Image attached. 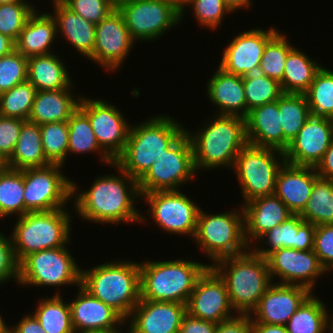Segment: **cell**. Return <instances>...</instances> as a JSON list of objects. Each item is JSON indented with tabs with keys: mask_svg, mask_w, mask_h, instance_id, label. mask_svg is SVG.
Wrapping results in <instances>:
<instances>
[{
	"mask_svg": "<svg viewBox=\"0 0 333 333\" xmlns=\"http://www.w3.org/2000/svg\"><path fill=\"white\" fill-rule=\"evenodd\" d=\"M119 173L98 177L89 190L77 193V184L72 181V197L74 208L81 219L90 222L120 224L121 222L139 223L145 221L143 215L135 207V200L141 195L138 181L120 169ZM115 175V176H114ZM126 179V180H125ZM76 184V185H75ZM137 198V199H136Z\"/></svg>",
	"mask_w": 333,
	"mask_h": 333,
	"instance_id": "1",
	"label": "cell"
},
{
	"mask_svg": "<svg viewBox=\"0 0 333 333\" xmlns=\"http://www.w3.org/2000/svg\"><path fill=\"white\" fill-rule=\"evenodd\" d=\"M169 116L151 117L146 122L131 125L124 151L114 163L139 181L153 162L166 153L186 130Z\"/></svg>",
	"mask_w": 333,
	"mask_h": 333,
	"instance_id": "2",
	"label": "cell"
},
{
	"mask_svg": "<svg viewBox=\"0 0 333 333\" xmlns=\"http://www.w3.org/2000/svg\"><path fill=\"white\" fill-rule=\"evenodd\" d=\"M210 266L225 281L231 306L238 315H249L273 283L266 258L251 248L243 254L212 262Z\"/></svg>",
	"mask_w": 333,
	"mask_h": 333,
	"instance_id": "3",
	"label": "cell"
},
{
	"mask_svg": "<svg viewBox=\"0 0 333 333\" xmlns=\"http://www.w3.org/2000/svg\"><path fill=\"white\" fill-rule=\"evenodd\" d=\"M134 262L112 261L81 270V286L126 322L140 301V266Z\"/></svg>",
	"mask_w": 333,
	"mask_h": 333,
	"instance_id": "4",
	"label": "cell"
},
{
	"mask_svg": "<svg viewBox=\"0 0 333 333\" xmlns=\"http://www.w3.org/2000/svg\"><path fill=\"white\" fill-rule=\"evenodd\" d=\"M215 115L205 123L204 129L195 133L188 132L189 129L186 131L192 144L196 171L221 166L233 168L237 155L248 144L244 118Z\"/></svg>",
	"mask_w": 333,
	"mask_h": 333,
	"instance_id": "5",
	"label": "cell"
},
{
	"mask_svg": "<svg viewBox=\"0 0 333 333\" xmlns=\"http://www.w3.org/2000/svg\"><path fill=\"white\" fill-rule=\"evenodd\" d=\"M140 299L187 304L198 278L210 266L183 259L139 262Z\"/></svg>",
	"mask_w": 333,
	"mask_h": 333,
	"instance_id": "6",
	"label": "cell"
},
{
	"mask_svg": "<svg viewBox=\"0 0 333 333\" xmlns=\"http://www.w3.org/2000/svg\"><path fill=\"white\" fill-rule=\"evenodd\" d=\"M70 211L65 208L28 212L17 218L11 234L14 255L19 263L25 256L41 250L64 247L70 242Z\"/></svg>",
	"mask_w": 333,
	"mask_h": 333,
	"instance_id": "7",
	"label": "cell"
},
{
	"mask_svg": "<svg viewBox=\"0 0 333 333\" xmlns=\"http://www.w3.org/2000/svg\"><path fill=\"white\" fill-rule=\"evenodd\" d=\"M240 209V212L218 214H207L200 209L194 240L211 262L249 250L245 239L244 212L242 207Z\"/></svg>",
	"mask_w": 333,
	"mask_h": 333,
	"instance_id": "8",
	"label": "cell"
},
{
	"mask_svg": "<svg viewBox=\"0 0 333 333\" xmlns=\"http://www.w3.org/2000/svg\"><path fill=\"white\" fill-rule=\"evenodd\" d=\"M284 163L283 151L248 143L237 155L232 168L241 186L244 203L274 194L276 177Z\"/></svg>",
	"mask_w": 333,
	"mask_h": 333,
	"instance_id": "9",
	"label": "cell"
},
{
	"mask_svg": "<svg viewBox=\"0 0 333 333\" xmlns=\"http://www.w3.org/2000/svg\"><path fill=\"white\" fill-rule=\"evenodd\" d=\"M66 246L41 250L18 263V283L30 286L81 285V270Z\"/></svg>",
	"mask_w": 333,
	"mask_h": 333,
	"instance_id": "10",
	"label": "cell"
},
{
	"mask_svg": "<svg viewBox=\"0 0 333 333\" xmlns=\"http://www.w3.org/2000/svg\"><path fill=\"white\" fill-rule=\"evenodd\" d=\"M196 173L192 144L185 133L138 181L139 193L179 190L186 182L195 179Z\"/></svg>",
	"mask_w": 333,
	"mask_h": 333,
	"instance_id": "11",
	"label": "cell"
},
{
	"mask_svg": "<svg viewBox=\"0 0 333 333\" xmlns=\"http://www.w3.org/2000/svg\"><path fill=\"white\" fill-rule=\"evenodd\" d=\"M49 164L24 169V205L28 212H45L65 208L72 199V180L60 168Z\"/></svg>",
	"mask_w": 333,
	"mask_h": 333,
	"instance_id": "12",
	"label": "cell"
},
{
	"mask_svg": "<svg viewBox=\"0 0 333 333\" xmlns=\"http://www.w3.org/2000/svg\"><path fill=\"white\" fill-rule=\"evenodd\" d=\"M118 10L135 42L154 41L181 22V12L168 0H136Z\"/></svg>",
	"mask_w": 333,
	"mask_h": 333,
	"instance_id": "13",
	"label": "cell"
},
{
	"mask_svg": "<svg viewBox=\"0 0 333 333\" xmlns=\"http://www.w3.org/2000/svg\"><path fill=\"white\" fill-rule=\"evenodd\" d=\"M141 197L149 204L147 213H151L153 221L162 230L194 238L201 207L181 190L153 191L141 194Z\"/></svg>",
	"mask_w": 333,
	"mask_h": 333,
	"instance_id": "14",
	"label": "cell"
},
{
	"mask_svg": "<svg viewBox=\"0 0 333 333\" xmlns=\"http://www.w3.org/2000/svg\"><path fill=\"white\" fill-rule=\"evenodd\" d=\"M79 108L88 116L101 149L115 161L124 151L130 130L116 106L104 100L81 97Z\"/></svg>",
	"mask_w": 333,
	"mask_h": 333,
	"instance_id": "15",
	"label": "cell"
},
{
	"mask_svg": "<svg viewBox=\"0 0 333 333\" xmlns=\"http://www.w3.org/2000/svg\"><path fill=\"white\" fill-rule=\"evenodd\" d=\"M189 315L216 324L236 317L225 281L209 266L198 278L186 304ZM233 315V316H232Z\"/></svg>",
	"mask_w": 333,
	"mask_h": 333,
	"instance_id": "16",
	"label": "cell"
},
{
	"mask_svg": "<svg viewBox=\"0 0 333 333\" xmlns=\"http://www.w3.org/2000/svg\"><path fill=\"white\" fill-rule=\"evenodd\" d=\"M132 39L121 12L115 8L95 26L92 61L109 71L118 70L133 49Z\"/></svg>",
	"mask_w": 333,
	"mask_h": 333,
	"instance_id": "17",
	"label": "cell"
},
{
	"mask_svg": "<svg viewBox=\"0 0 333 333\" xmlns=\"http://www.w3.org/2000/svg\"><path fill=\"white\" fill-rule=\"evenodd\" d=\"M271 279H281L278 284L301 285L311 291L315 280L327 271L321 266L314 250L300 251L292 248H280L266 257Z\"/></svg>",
	"mask_w": 333,
	"mask_h": 333,
	"instance_id": "18",
	"label": "cell"
},
{
	"mask_svg": "<svg viewBox=\"0 0 333 333\" xmlns=\"http://www.w3.org/2000/svg\"><path fill=\"white\" fill-rule=\"evenodd\" d=\"M275 27L267 31L253 28L239 33L223 51L219 68L237 76L257 73L266 44L278 33Z\"/></svg>",
	"mask_w": 333,
	"mask_h": 333,
	"instance_id": "19",
	"label": "cell"
},
{
	"mask_svg": "<svg viewBox=\"0 0 333 333\" xmlns=\"http://www.w3.org/2000/svg\"><path fill=\"white\" fill-rule=\"evenodd\" d=\"M333 142L331 118L311 115L284 150L285 162L315 167Z\"/></svg>",
	"mask_w": 333,
	"mask_h": 333,
	"instance_id": "20",
	"label": "cell"
},
{
	"mask_svg": "<svg viewBox=\"0 0 333 333\" xmlns=\"http://www.w3.org/2000/svg\"><path fill=\"white\" fill-rule=\"evenodd\" d=\"M314 293L301 285L271 284L249 314L251 323L286 325L298 308ZM254 313V317H252Z\"/></svg>",
	"mask_w": 333,
	"mask_h": 333,
	"instance_id": "21",
	"label": "cell"
},
{
	"mask_svg": "<svg viewBox=\"0 0 333 333\" xmlns=\"http://www.w3.org/2000/svg\"><path fill=\"white\" fill-rule=\"evenodd\" d=\"M186 304L140 299L129 316L127 333H179Z\"/></svg>",
	"mask_w": 333,
	"mask_h": 333,
	"instance_id": "22",
	"label": "cell"
},
{
	"mask_svg": "<svg viewBox=\"0 0 333 333\" xmlns=\"http://www.w3.org/2000/svg\"><path fill=\"white\" fill-rule=\"evenodd\" d=\"M76 299L69 302L75 333L120 330L125 320L111 307L93 297L81 285Z\"/></svg>",
	"mask_w": 333,
	"mask_h": 333,
	"instance_id": "23",
	"label": "cell"
},
{
	"mask_svg": "<svg viewBox=\"0 0 333 333\" xmlns=\"http://www.w3.org/2000/svg\"><path fill=\"white\" fill-rule=\"evenodd\" d=\"M243 204L245 239L250 247L249 243L258 241L264 233L293 215L275 194L257 197Z\"/></svg>",
	"mask_w": 333,
	"mask_h": 333,
	"instance_id": "24",
	"label": "cell"
},
{
	"mask_svg": "<svg viewBox=\"0 0 333 333\" xmlns=\"http://www.w3.org/2000/svg\"><path fill=\"white\" fill-rule=\"evenodd\" d=\"M318 174L314 167L284 163L279 169L274 194L293 214H300L309 200Z\"/></svg>",
	"mask_w": 333,
	"mask_h": 333,
	"instance_id": "25",
	"label": "cell"
},
{
	"mask_svg": "<svg viewBox=\"0 0 333 333\" xmlns=\"http://www.w3.org/2000/svg\"><path fill=\"white\" fill-rule=\"evenodd\" d=\"M315 228L316 225L304 221L299 214H293L282 224L275 226L259 238L258 242L262 239L261 242L269 245L270 248L259 249V246L253 247V245L250 248L261 257H266L272 251L280 248L309 251L313 249Z\"/></svg>",
	"mask_w": 333,
	"mask_h": 333,
	"instance_id": "26",
	"label": "cell"
},
{
	"mask_svg": "<svg viewBox=\"0 0 333 333\" xmlns=\"http://www.w3.org/2000/svg\"><path fill=\"white\" fill-rule=\"evenodd\" d=\"M246 138L251 145L284 152V134L280 124L279 99L248 112L245 118Z\"/></svg>",
	"mask_w": 333,
	"mask_h": 333,
	"instance_id": "27",
	"label": "cell"
},
{
	"mask_svg": "<svg viewBox=\"0 0 333 333\" xmlns=\"http://www.w3.org/2000/svg\"><path fill=\"white\" fill-rule=\"evenodd\" d=\"M207 83V96L219 109V115L246 118L247 104L243 77L217 68Z\"/></svg>",
	"mask_w": 333,
	"mask_h": 333,
	"instance_id": "28",
	"label": "cell"
},
{
	"mask_svg": "<svg viewBox=\"0 0 333 333\" xmlns=\"http://www.w3.org/2000/svg\"><path fill=\"white\" fill-rule=\"evenodd\" d=\"M37 9L29 16L17 41L15 49L26 58L50 54L51 44L56 41L57 27L53 15L37 13Z\"/></svg>",
	"mask_w": 333,
	"mask_h": 333,
	"instance_id": "29",
	"label": "cell"
},
{
	"mask_svg": "<svg viewBox=\"0 0 333 333\" xmlns=\"http://www.w3.org/2000/svg\"><path fill=\"white\" fill-rule=\"evenodd\" d=\"M72 87L74 85L66 89L37 91L27 121L38 125L68 121L79 108L81 100L72 94Z\"/></svg>",
	"mask_w": 333,
	"mask_h": 333,
	"instance_id": "30",
	"label": "cell"
},
{
	"mask_svg": "<svg viewBox=\"0 0 333 333\" xmlns=\"http://www.w3.org/2000/svg\"><path fill=\"white\" fill-rule=\"evenodd\" d=\"M53 5L57 34L61 33L79 53L92 60L96 25L72 12L63 3Z\"/></svg>",
	"mask_w": 333,
	"mask_h": 333,
	"instance_id": "31",
	"label": "cell"
},
{
	"mask_svg": "<svg viewBox=\"0 0 333 333\" xmlns=\"http://www.w3.org/2000/svg\"><path fill=\"white\" fill-rule=\"evenodd\" d=\"M65 62L53 53L28 58L27 80L37 91L66 89L73 85Z\"/></svg>",
	"mask_w": 333,
	"mask_h": 333,
	"instance_id": "32",
	"label": "cell"
},
{
	"mask_svg": "<svg viewBox=\"0 0 333 333\" xmlns=\"http://www.w3.org/2000/svg\"><path fill=\"white\" fill-rule=\"evenodd\" d=\"M49 164L51 163L44 155L40 125L25 121L13 154L6 161V166L23 170L26 168L44 167Z\"/></svg>",
	"mask_w": 333,
	"mask_h": 333,
	"instance_id": "33",
	"label": "cell"
},
{
	"mask_svg": "<svg viewBox=\"0 0 333 333\" xmlns=\"http://www.w3.org/2000/svg\"><path fill=\"white\" fill-rule=\"evenodd\" d=\"M322 67L316 60L293 47L287 56L283 79L280 82L284 93L304 94L317 71Z\"/></svg>",
	"mask_w": 333,
	"mask_h": 333,
	"instance_id": "34",
	"label": "cell"
},
{
	"mask_svg": "<svg viewBox=\"0 0 333 333\" xmlns=\"http://www.w3.org/2000/svg\"><path fill=\"white\" fill-rule=\"evenodd\" d=\"M69 145L68 153H89L99 152V159L107 165H112L114 161L101 149L97 142L95 133L90 125L88 116L78 108L68 119Z\"/></svg>",
	"mask_w": 333,
	"mask_h": 333,
	"instance_id": "35",
	"label": "cell"
},
{
	"mask_svg": "<svg viewBox=\"0 0 333 333\" xmlns=\"http://www.w3.org/2000/svg\"><path fill=\"white\" fill-rule=\"evenodd\" d=\"M300 217L313 225L333 224V180L317 177Z\"/></svg>",
	"mask_w": 333,
	"mask_h": 333,
	"instance_id": "36",
	"label": "cell"
},
{
	"mask_svg": "<svg viewBox=\"0 0 333 333\" xmlns=\"http://www.w3.org/2000/svg\"><path fill=\"white\" fill-rule=\"evenodd\" d=\"M326 305L311 295L292 315L286 326L288 333H326L328 312Z\"/></svg>",
	"mask_w": 333,
	"mask_h": 333,
	"instance_id": "37",
	"label": "cell"
},
{
	"mask_svg": "<svg viewBox=\"0 0 333 333\" xmlns=\"http://www.w3.org/2000/svg\"><path fill=\"white\" fill-rule=\"evenodd\" d=\"M279 115L285 150L311 116L305 95L284 93L279 98Z\"/></svg>",
	"mask_w": 333,
	"mask_h": 333,
	"instance_id": "38",
	"label": "cell"
},
{
	"mask_svg": "<svg viewBox=\"0 0 333 333\" xmlns=\"http://www.w3.org/2000/svg\"><path fill=\"white\" fill-rule=\"evenodd\" d=\"M25 215L24 169L5 166L0 170V218Z\"/></svg>",
	"mask_w": 333,
	"mask_h": 333,
	"instance_id": "39",
	"label": "cell"
},
{
	"mask_svg": "<svg viewBox=\"0 0 333 333\" xmlns=\"http://www.w3.org/2000/svg\"><path fill=\"white\" fill-rule=\"evenodd\" d=\"M32 313L47 333H75L69 302L65 303L59 293L39 301Z\"/></svg>",
	"mask_w": 333,
	"mask_h": 333,
	"instance_id": "40",
	"label": "cell"
},
{
	"mask_svg": "<svg viewBox=\"0 0 333 333\" xmlns=\"http://www.w3.org/2000/svg\"><path fill=\"white\" fill-rule=\"evenodd\" d=\"M311 115L333 117V71L323 66L304 93Z\"/></svg>",
	"mask_w": 333,
	"mask_h": 333,
	"instance_id": "41",
	"label": "cell"
},
{
	"mask_svg": "<svg viewBox=\"0 0 333 333\" xmlns=\"http://www.w3.org/2000/svg\"><path fill=\"white\" fill-rule=\"evenodd\" d=\"M248 112L256 107L277 101L283 94L281 83L259 72L243 76Z\"/></svg>",
	"mask_w": 333,
	"mask_h": 333,
	"instance_id": "42",
	"label": "cell"
},
{
	"mask_svg": "<svg viewBox=\"0 0 333 333\" xmlns=\"http://www.w3.org/2000/svg\"><path fill=\"white\" fill-rule=\"evenodd\" d=\"M36 93V88L28 80L15 85L7 92L1 93L0 115L27 121Z\"/></svg>",
	"mask_w": 333,
	"mask_h": 333,
	"instance_id": "43",
	"label": "cell"
},
{
	"mask_svg": "<svg viewBox=\"0 0 333 333\" xmlns=\"http://www.w3.org/2000/svg\"><path fill=\"white\" fill-rule=\"evenodd\" d=\"M44 155L51 164L63 165L68 154V122H51L40 125Z\"/></svg>",
	"mask_w": 333,
	"mask_h": 333,
	"instance_id": "44",
	"label": "cell"
},
{
	"mask_svg": "<svg viewBox=\"0 0 333 333\" xmlns=\"http://www.w3.org/2000/svg\"><path fill=\"white\" fill-rule=\"evenodd\" d=\"M293 47L286 35L278 32L266 44L258 72L281 82L288 53Z\"/></svg>",
	"mask_w": 333,
	"mask_h": 333,
	"instance_id": "45",
	"label": "cell"
},
{
	"mask_svg": "<svg viewBox=\"0 0 333 333\" xmlns=\"http://www.w3.org/2000/svg\"><path fill=\"white\" fill-rule=\"evenodd\" d=\"M36 8L27 0L0 4V33L16 42L29 16Z\"/></svg>",
	"mask_w": 333,
	"mask_h": 333,
	"instance_id": "46",
	"label": "cell"
},
{
	"mask_svg": "<svg viewBox=\"0 0 333 333\" xmlns=\"http://www.w3.org/2000/svg\"><path fill=\"white\" fill-rule=\"evenodd\" d=\"M27 62L16 49L0 57V94L27 80Z\"/></svg>",
	"mask_w": 333,
	"mask_h": 333,
	"instance_id": "47",
	"label": "cell"
},
{
	"mask_svg": "<svg viewBox=\"0 0 333 333\" xmlns=\"http://www.w3.org/2000/svg\"><path fill=\"white\" fill-rule=\"evenodd\" d=\"M188 6L192 7L194 18L200 23L199 25L212 30H216L224 20L222 18L232 12L224 0H191Z\"/></svg>",
	"mask_w": 333,
	"mask_h": 333,
	"instance_id": "48",
	"label": "cell"
},
{
	"mask_svg": "<svg viewBox=\"0 0 333 333\" xmlns=\"http://www.w3.org/2000/svg\"><path fill=\"white\" fill-rule=\"evenodd\" d=\"M62 3L72 12L95 25L115 9L111 0H63Z\"/></svg>",
	"mask_w": 333,
	"mask_h": 333,
	"instance_id": "49",
	"label": "cell"
},
{
	"mask_svg": "<svg viewBox=\"0 0 333 333\" xmlns=\"http://www.w3.org/2000/svg\"><path fill=\"white\" fill-rule=\"evenodd\" d=\"M313 250L321 266L327 272L333 271V224L316 226Z\"/></svg>",
	"mask_w": 333,
	"mask_h": 333,
	"instance_id": "50",
	"label": "cell"
},
{
	"mask_svg": "<svg viewBox=\"0 0 333 333\" xmlns=\"http://www.w3.org/2000/svg\"><path fill=\"white\" fill-rule=\"evenodd\" d=\"M25 120L0 115V156L6 162L11 155Z\"/></svg>",
	"mask_w": 333,
	"mask_h": 333,
	"instance_id": "51",
	"label": "cell"
},
{
	"mask_svg": "<svg viewBox=\"0 0 333 333\" xmlns=\"http://www.w3.org/2000/svg\"><path fill=\"white\" fill-rule=\"evenodd\" d=\"M11 278L18 284V262L14 255L11 237L0 233V284Z\"/></svg>",
	"mask_w": 333,
	"mask_h": 333,
	"instance_id": "52",
	"label": "cell"
},
{
	"mask_svg": "<svg viewBox=\"0 0 333 333\" xmlns=\"http://www.w3.org/2000/svg\"><path fill=\"white\" fill-rule=\"evenodd\" d=\"M216 327L217 324L212 321L195 318L186 313L182 318L179 333H215Z\"/></svg>",
	"mask_w": 333,
	"mask_h": 333,
	"instance_id": "53",
	"label": "cell"
},
{
	"mask_svg": "<svg viewBox=\"0 0 333 333\" xmlns=\"http://www.w3.org/2000/svg\"><path fill=\"white\" fill-rule=\"evenodd\" d=\"M215 333H251V319L249 315L236 317L217 324Z\"/></svg>",
	"mask_w": 333,
	"mask_h": 333,
	"instance_id": "54",
	"label": "cell"
},
{
	"mask_svg": "<svg viewBox=\"0 0 333 333\" xmlns=\"http://www.w3.org/2000/svg\"><path fill=\"white\" fill-rule=\"evenodd\" d=\"M314 168L319 177L333 180V142Z\"/></svg>",
	"mask_w": 333,
	"mask_h": 333,
	"instance_id": "55",
	"label": "cell"
},
{
	"mask_svg": "<svg viewBox=\"0 0 333 333\" xmlns=\"http://www.w3.org/2000/svg\"><path fill=\"white\" fill-rule=\"evenodd\" d=\"M18 333H47L42 329L39 320L34 314H26L20 322L13 326Z\"/></svg>",
	"mask_w": 333,
	"mask_h": 333,
	"instance_id": "56",
	"label": "cell"
},
{
	"mask_svg": "<svg viewBox=\"0 0 333 333\" xmlns=\"http://www.w3.org/2000/svg\"><path fill=\"white\" fill-rule=\"evenodd\" d=\"M251 333H288L286 326L264 324V323H251Z\"/></svg>",
	"mask_w": 333,
	"mask_h": 333,
	"instance_id": "57",
	"label": "cell"
},
{
	"mask_svg": "<svg viewBox=\"0 0 333 333\" xmlns=\"http://www.w3.org/2000/svg\"><path fill=\"white\" fill-rule=\"evenodd\" d=\"M15 50V42L9 37L0 33V57L7 55Z\"/></svg>",
	"mask_w": 333,
	"mask_h": 333,
	"instance_id": "58",
	"label": "cell"
},
{
	"mask_svg": "<svg viewBox=\"0 0 333 333\" xmlns=\"http://www.w3.org/2000/svg\"><path fill=\"white\" fill-rule=\"evenodd\" d=\"M225 4L234 13L238 9L248 8L251 5V0H224Z\"/></svg>",
	"mask_w": 333,
	"mask_h": 333,
	"instance_id": "59",
	"label": "cell"
},
{
	"mask_svg": "<svg viewBox=\"0 0 333 333\" xmlns=\"http://www.w3.org/2000/svg\"><path fill=\"white\" fill-rule=\"evenodd\" d=\"M168 1L171 2L181 12V19H183V15L185 13L184 9L191 0H168Z\"/></svg>",
	"mask_w": 333,
	"mask_h": 333,
	"instance_id": "60",
	"label": "cell"
},
{
	"mask_svg": "<svg viewBox=\"0 0 333 333\" xmlns=\"http://www.w3.org/2000/svg\"><path fill=\"white\" fill-rule=\"evenodd\" d=\"M132 1H136V0H111V3L114 8L118 9L121 5L128 3V2H132Z\"/></svg>",
	"mask_w": 333,
	"mask_h": 333,
	"instance_id": "61",
	"label": "cell"
},
{
	"mask_svg": "<svg viewBox=\"0 0 333 333\" xmlns=\"http://www.w3.org/2000/svg\"><path fill=\"white\" fill-rule=\"evenodd\" d=\"M82 333H123L122 330H102V331H88Z\"/></svg>",
	"mask_w": 333,
	"mask_h": 333,
	"instance_id": "62",
	"label": "cell"
},
{
	"mask_svg": "<svg viewBox=\"0 0 333 333\" xmlns=\"http://www.w3.org/2000/svg\"><path fill=\"white\" fill-rule=\"evenodd\" d=\"M8 324H5V321L3 320V318L0 315V333H3L4 330L8 327Z\"/></svg>",
	"mask_w": 333,
	"mask_h": 333,
	"instance_id": "63",
	"label": "cell"
},
{
	"mask_svg": "<svg viewBox=\"0 0 333 333\" xmlns=\"http://www.w3.org/2000/svg\"><path fill=\"white\" fill-rule=\"evenodd\" d=\"M3 333H18L15 328L12 326L11 328L10 327H7Z\"/></svg>",
	"mask_w": 333,
	"mask_h": 333,
	"instance_id": "64",
	"label": "cell"
},
{
	"mask_svg": "<svg viewBox=\"0 0 333 333\" xmlns=\"http://www.w3.org/2000/svg\"><path fill=\"white\" fill-rule=\"evenodd\" d=\"M331 317L329 316V320H328V323H331V324H328L330 326H328L329 328V331H331V333H333V315H332V319H330Z\"/></svg>",
	"mask_w": 333,
	"mask_h": 333,
	"instance_id": "65",
	"label": "cell"
},
{
	"mask_svg": "<svg viewBox=\"0 0 333 333\" xmlns=\"http://www.w3.org/2000/svg\"><path fill=\"white\" fill-rule=\"evenodd\" d=\"M19 1H25V0H0V4L19 2Z\"/></svg>",
	"mask_w": 333,
	"mask_h": 333,
	"instance_id": "66",
	"label": "cell"
},
{
	"mask_svg": "<svg viewBox=\"0 0 333 333\" xmlns=\"http://www.w3.org/2000/svg\"><path fill=\"white\" fill-rule=\"evenodd\" d=\"M5 166H6V162L0 156V170L3 169Z\"/></svg>",
	"mask_w": 333,
	"mask_h": 333,
	"instance_id": "67",
	"label": "cell"
},
{
	"mask_svg": "<svg viewBox=\"0 0 333 333\" xmlns=\"http://www.w3.org/2000/svg\"><path fill=\"white\" fill-rule=\"evenodd\" d=\"M63 0H52V4H55V3H62Z\"/></svg>",
	"mask_w": 333,
	"mask_h": 333,
	"instance_id": "68",
	"label": "cell"
}]
</instances>
